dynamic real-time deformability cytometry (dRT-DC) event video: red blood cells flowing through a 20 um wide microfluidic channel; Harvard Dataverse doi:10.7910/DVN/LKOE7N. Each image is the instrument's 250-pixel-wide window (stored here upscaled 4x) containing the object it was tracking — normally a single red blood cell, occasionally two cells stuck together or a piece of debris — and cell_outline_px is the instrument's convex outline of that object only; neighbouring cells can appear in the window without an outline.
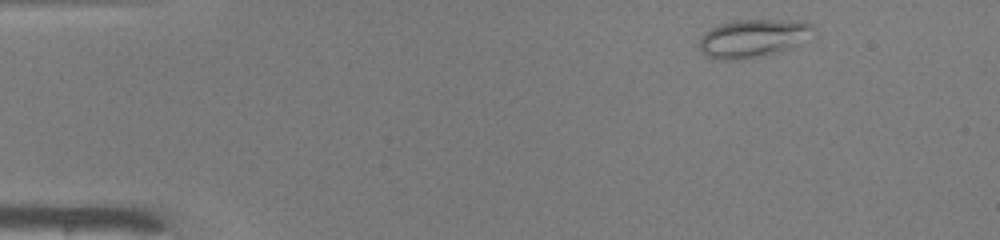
{"species": "common noctule bat (a hibernating species)", "species_latin": "Nyctalus noctula", "temperature_condition": "warm", "stored_images_in_passage": 44, "camera_frame_rate_fps": 3000, "um_per_image_px": 0.085, "animal": {"sex": "male", "body_mass_g": 19.0, "forearm_length_mm": 50.8}, "frame": {"image": 1, "passage_image": 1, "time_ms": 0.0, "image_size_px": [1000, 240], "cell_outline_px": [[816, 36], [792, 48], [732, 60], [720, 60], [708, 56], [700, 48], [700, 36], [704, 32], [720, 24], [736, 20], [808, 20], [816, 28]], "centroid_in_image_um": [64.13, 3.21], "position_along_channel_um": 20.9, "area_um2": 25.37}}
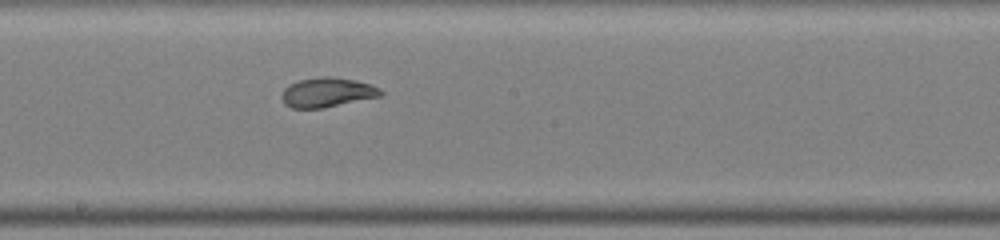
{"frame": {"image": 2, "passage_image": 22, "time_ms": 7.0, "image_size_px": [1000, 240], "cell_outline_px": [[384, 92], [380, 96], [324, 108], [292, 108], [284, 104], [280, 96], [284, 88], [288, 84], [300, 80], [320, 76], [332, 76], [356, 80], [372, 84]], "centroid_in_image_um": [27.79, 7.84], "position_along_channel_um": 220.4, "area_um2": 17.22}}
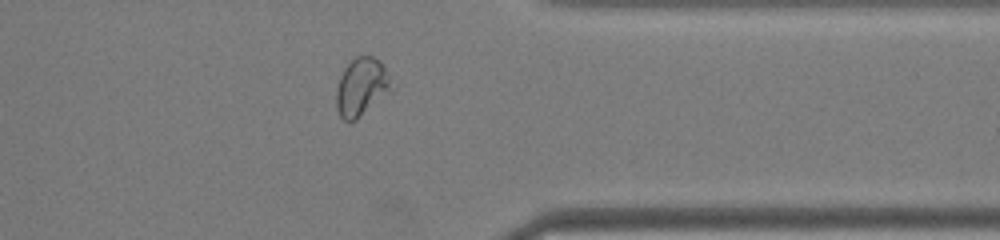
{"frame": {"image": 3, "passage_image": 34, "time_ms": 11.0, "image_size_px": [1000, 240], "cell_outline_px": [[388, 88], [356, 120], [344, 120], [340, 116], [336, 108], [336, 88], [340, 76], [344, 68], [356, 56], [372, 56], [380, 60], [388, 76]], "centroid_in_image_um": [30.61, 7.35], "position_along_channel_um": 380.8, "area_um2": 17.51}, "authors_computed_cell_mechanics": {"area_um2": 18.785, "velocity_mm_per_s": 4.1563, "shape_relaxation_time_tau1_ms": 9.2424, "shape_relaxation_time_tau2_ms": 1.0972, "deformation_change_tau1": 0.2145, "deformation_change_tau2": 0.049}}